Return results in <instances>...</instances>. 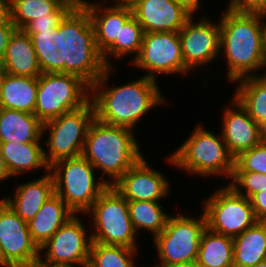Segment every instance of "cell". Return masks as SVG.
<instances>
[{
  "instance_id": "6da1fadb",
  "label": "cell",
  "mask_w": 266,
  "mask_h": 267,
  "mask_svg": "<svg viewBox=\"0 0 266 267\" xmlns=\"http://www.w3.org/2000/svg\"><path fill=\"white\" fill-rule=\"evenodd\" d=\"M114 67H107L90 87L95 118L103 123L134 129L141 117L165 101L156 80L142 76L120 86H107Z\"/></svg>"
},
{
  "instance_id": "7a4b0ae2",
  "label": "cell",
  "mask_w": 266,
  "mask_h": 267,
  "mask_svg": "<svg viewBox=\"0 0 266 267\" xmlns=\"http://www.w3.org/2000/svg\"><path fill=\"white\" fill-rule=\"evenodd\" d=\"M265 17L260 13H238L229 9L223 12L219 22L220 51H224L226 76L231 82L256 75L253 73L263 69Z\"/></svg>"
},
{
  "instance_id": "3957f363",
  "label": "cell",
  "mask_w": 266,
  "mask_h": 267,
  "mask_svg": "<svg viewBox=\"0 0 266 267\" xmlns=\"http://www.w3.org/2000/svg\"><path fill=\"white\" fill-rule=\"evenodd\" d=\"M134 134L133 129L109 125L97 118L89 127L82 156L108 176L109 186L143 157Z\"/></svg>"
},
{
  "instance_id": "277c9868",
  "label": "cell",
  "mask_w": 266,
  "mask_h": 267,
  "mask_svg": "<svg viewBox=\"0 0 266 267\" xmlns=\"http://www.w3.org/2000/svg\"><path fill=\"white\" fill-rule=\"evenodd\" d=\"M59 34L62 73L75 75L91 87L107 67L97 50L87 9L70 10L59 23Z\"/></svg>"
},
{
  "instance_id": "5b68a950",
  "label": "cell",
  "mask_w": 266,
  "mask_h": 267,
  "mask_svg": "<svg viewBox=\"0 0 266 267\" xmlns=\"http://www.w3.org/2000/svg\"><path fill=\"white\" fill-rule=\"evenodd\" d=\"M194 132L167 159L173 166L189 174L232 177L235 158L228 151L220 132L214 135L198 125Z\"/></svg>"
},
{
  "instance_id": "8992f818",
  "label": "cell",
  "mask_w": 266,
  "mask_h": 267,
  "mask_svg": "<svg viewBox=\"0 0 266 267\" xmlns=\"http://www.w3.org/2000/svg\"><path fill=\"white\" fill-rule=\"evenodd\" d=\"M95 170L83 156L62 159L50 166L55 193L74 214H86L109 186L103 175L96 181Z\"/></svg>"
},
{
  "instance_id": "52a82bcc",
  "label": "cell",
  "mask_w": 266,
  "mask_h": 267,
  "mask_svg": "<svg viewBox=\"0 0 266 267\" xmlns=\"http://www.w3.org/2000/svg\"><path fill=\"white\" fill-rule=\"evenodd\" d=\"M87 213L94 220L92 242L137 249V233L129 216L128 201L113 185L101 193Z\"/></svg>"
},
{
  "instance_id": "ba28073f",
  "label": "cell",
  "mask_w": 266,
  "mask_h": 267,
  "mask_svg": "<svg viewBox=\"0 0 266 267\" xmlns=\"http://www.w3.org/2000/svg\"><path fill=\"white\" fill-rule=\"evenodd\" d=\"M90 100V87L79 77L66 73H42L34 115L44 124L81 108Z\"/></svg>"
},
{
  "instance_id": "9c48e42d",
  "label": "cell",
  "mask_w": 266,
  "mask_h": 267,
  "mask_svg": "<svg viewBox=\"0 0 266 267\" xmlns=\"http://www.w3.org/2000/svg\"><path fill=\"white\" fill-rule=\"evenodd\" d=\"M95 119L93 102L89 100L84 106L49 120L43 124V134L49 130L44 150L49 166L56 161L82 156L89 127Z\"/></svg>"
},
{
  "instance_id": "30bf717a",
  "label": "cell",
  "mask_w": 266,
  "mask_h": 267,
  "mask_svg": "<svg viewBox=\"0 0 266 267\" xmlns=\"http://www.w3.org/2000/svg\"><path fill=\"white\" fill-rule=\"evenodd\" d=\"M206 227L204 213L200 219L182 213L170 215L164 230L154 238L160 260L155 267L197 260L200 238Z\"/></svg>"
},
{
  "instance_id": "8fae6325",
  "label": "cell",
  "mask_w": 266,
  "mask_h": 267,
  "mask_svg": "<svg viewBox=\"0 0 266 267\" xmlns=\"http://www.w3.org/2000/svg\"><path fill=\"white\" fill-rule=\"evenodd\" d=\"M205 200L206 226L214 232L235 238L257 222L250 199L239 195L229 185Z\"/></svg>"
},
{
  "instance_id": "7c38bea8",
  "label": "cell",
  "mask_w": 266,
  "mask_h": 267,
  "mask_svg": "<svg viewBox=\"0 0 266 267\" xmlns=\"http://www.w3.org/2000/svg\"><path fill=\"white\" fill-rule=\"evenodd\" d=\"M133 66L147 70L144 76L156 80L158 74L188 73L181 52L178 32L144 33L138 56ZM158 73V74H157Z\"/></svg>"
},
{
  "instance_id": "4fadbf2b",
  "label": "cell",
  "mask_w": 266,
  "mask_h": 267,
  "mask_svg": "<svg viewBox=\"0 0 266 267\" xmlns=\"http://www.w3.org/2000/svg\"><path fill=\"white\" fill-rule=\"evenodd\" d=\"M39 254L27 222L0 199V267H22Z\"/></svg>"
},
{
  "instance_id": "5bb4252c",
  "label": "cell",
  "mask_w": 266,
  "mask_h": 267,
  "mask_svg": "<svg viewBox=\"0 0 266 267\" xmlns=\"http://www.w3.org/2000/svg\"><path fill=\"white\" fill-rule=\"evenodd\" d=\"M112 1V0H111ZM115 1L112 6H103L105 2H85L94 29L95 44L101 53L106 67H113L109 59L119 58V32L124 23L133 15L127 1ZM104 3V4H103ZM111 55V57H110Z\"/></svg>"
},
{
  "instance_id": "9a60e30c",
  "label": "cell",
  "mask_w": 266,
  "mask_h": 267,
  "mask_svg": "<svg viewBox=\"0 0 266 267\" xmlns=\"http://www.w3.org/2000/svg\"><path fill=\"white\" fill-rule=\"evenodd\" d=\"M209 20L203 17L195 23L191 16L178 32L182 57L189 71L208 65L207 63H212L217 56H220L219 23Z\"/></svg>"
},
{
  "instance_id": "2e32d148",
  "label": "cell",
  "mask_w": 266,
  "mask_h": 267,
  "mask_svg": "<svg viewBox=\"0 0 266 267\" xmlns=\"http://www.w3.org/2000/svg\"><path fill=\"white\" fill-rule=\"evenodd\" d=\"M81 221L74 214L40 247V253L47 250L44 251L46 260L72 267L89 260L92 239L90 234L87 236V230Z\"/></svg>"
},
{
  "instance_id": "e0dca14e",
  "label": "cell",
  "mask_w": 266,
  "mask_h": 267,
  "mask_svg": "<svg viewBox=\"0 0 266 267\" xmlns=\"http://www.w3.org/2000/svg\"><path fill=\"white\" fill-rule=\"evenodd\" d=\"M144 33L179 32L195 11L181 0H128Z\"/></svg>"
},
{
  "instance_id": "ac0fdd59",
  "label": "cell",
  "mask_w": 266,
  "mask_h": 267,
  "mask_svg": "<svg viewBox=\"0 0 266 267\" xmlns=\"http://www.w3.org/2000/svg\"><path fill=\"white\" fill-rule=\"evenodd\" d=\"M163 174L151 168L142 157L113 186L127 201H159L170 191Z\"/></svg>"
},
{
  "instance_id": "d6986e66",
  "label": "cell",
  "mask_w": 266,
  "mask_h": 267,
  "mask_svg": "<svg viewBox=\"0 0 266 267\" xmlns=\"http://www.w3.org/2000/svg\"><path fill=\"white\" fill-rule=\"evenodd\" d=\"M231 102V105L229 103L224 109L221 134L228 151L236 158L242 152L257 146L262 140L259 125L234 97Z\"/></svg>"
},
{
  "instance_id": "ffe728a7",
  "label": "cell",
  "mask_w": 266,
  "mask_h": 267,
  "mask_svg": "<svg viewBox=\"0 0 266 267\" xmlns=\"http://www.w3.org/2000/svg\"><path fill=\"white\" fill-rule=\"evenodd\" d=\"M55 193L54 179L49 171L44 176L16 188L15 196L3 200L25 222H29L40 210L44 202Z\"/></svg>"
},
{
  "instance_id": "44dd1931",
  "label": "cell",
  "mask_w": 266,
  "mask_h": 267,
  "mask_svg": "<svg viewBox=\"0 0 266 267\" xmlns=\"http://www.w3.org/2000/svg\"><path fill=\"white\" fill-rule=\"evenodd\" d=\"M2 64L12 75L38 78L42 74L31 38L21 29L11 35Z\"/></svg>"
},
{
  "instance_id": "7402d4cb",
  "label": "cell",
  "mask_w": 266,
  "mask_h": 267,
  "mask_svg": "<svg viewBox=\"0 0 266 267\" xmlns=\"http://www.w3.org/2000/svg\"><path fill=\"white\" fill-rule=\"evenodd\" d=\"M43 123L26 112L0 108V143H40Z\"/></svg>"
},
{
  "instance_id": "603a6c76",
  "label": "cell",
  "mask_w": 266,
  "mask_h": 267,
  "mask_svg": "<svg viewBox=\"0 0 266 267\" xmlns=\"http://www.w3.org/2000/svg\"><path fill=\"white\" fill-rule=\"evenodd\" d=\"M73 215L66 203L54 193L27 222L32 240L40 248Z\"/></svg>"
},
{
  "instance_id": "cb8c5ba5",
  "label": "cell",
  "mask_w": 266,
  "mask_h": 267,
  "mask_svg": "<svg viewBox=\"0 0 266 267\" xmlns=\"http://www.w3.org/2000/svg\"><path fill=\"white\" fill-rule=\"evenodd\" d=\"M38 78L6 73L0 90V108L34 114Z\"/></svg>"
},
{
  "instance_id": "d4e9b609",
  "label": "cell",
  "mask_w": 266,
  "mask_h": 267,
  "mask_svg": "<svg viewBox=\"0 0 266 267\" xmlns=\"http://www.w3.org/2000/svg\"><path fill=\"white\" fill-rule=\"evenodd\" d=\"M2 156L10 176L24 174L30 170L44 169L50 171L40 143H0Z\"/></svg>"
},
{
  "instance_id": "484cf974",
  "label": "cell",
  "mask_w": 266,
  "mask_h": 267,
  "mask_svg": "<svg viewBox=\"0 0 266 267\" xmlns=\"http://www.w3.org/2000/svg\"><path fill=\"white\" fill-rule=\"evenodd\" d=\"M264 260H266V222L257 221L233 238V265L254 267Z\"/></svg>"
},
{
  "instance_id": "4316f807",
  "label": "cell",
  "mask_w": 266,
  "mask_h": 267,
  "mask_svg": "<svg viewBox=\"0 0 266 267\" xmlns=\"http://www.w3.org/2000/svg\"><path fill=\"white\" fill-rule=\"evenodd\" d=\"M197 263L200 267H234L233 238L206 227L200 238Z\"/></svg>"
},
{
  "instance_id": "83f0119b",
  "label": "cell",
  "mask_w": 266,
  "mask_h": 267,
  "mask_svg": "<svg viewBox=\"0 0 266 267\" xmlns=\"http://www.w3.org/2000/svg\"><path fill=\"white\" fill-rule=\"evenodd\" d=\"M235 83L238 86L233 97L259 125L266 120V80L257 74L239 79Z\"/></svg>"
},
{
  "instance_id": "f1b7e54d",
  "label": "cell",
  "mask_w": 266,
  "mask_h": 267,
  "mask_svg": "<svg viewBox=\"0 0 266 267\" xmlns=\"http://www.w3.org/2000/svg\"><path fill=\"white\" fill-rule=\"evenodd\" d=\"M36 52L42 73H62L61 34L58 27L40 33H27Z\"/></svg>"
},
{
  "instance_id": "f546056e",
  "label": "cell",
  "mask_w": 266,
  "mask_h": 267,
  "mask_svg": "<svg viewBox=\"0 0 266 267\" xmlns=\"http://www.w3.org/2000/svg\"><path fill=\"white\" fill-rule=\"evenodd\" d=\"M128 209L135 232L146 229L153 238L164 230L169 218L159 201H128Z\"/></svg>"
},
{
  "instance_id": "4dcf8cb0",
  "label": "cell",
  "mask_w": 266,
  "mask_h": 267,
  "mask_svg": "<svg viewBox=\"0 0 266 267\" xmlns=\"http://www.w3.org/2000/svg\"><path fill=\"white\" fill-rule=\"evenodd\" d=\"M137 251L125 246L92 242L89 261L96 267H135L133 257Z\"/></svg>"
},
{
  "instance_id": "1f68e13d",
  "label": "cell",
  "mask_w": 266,
  "mask_h": 267,
  "mask_svg": "<svg viewBox=\"0 0 266 267\" xmlns=\"http://www.w3.org/2000/svg\"><path fill=\"white\" fill-rule=\"evenodd\" d=\"M11 21L23 30L32 20L55 13L61 5L54 0H10Z\"/></svg>"
},
{
  "instance_id": "d6a6232c",
  "label": "cell",
  "mask_w": 266,
  "mask_h": 267,
  "mask_svg": "<svg viewBox=\"0 0 266 267\" xmlns=\"http://www.w3.org/2000/svg\"><path fill=\"white\" fill-rule=\"evenodd\" d=\"M144 31L132 15L120 28L119 32V58L132 55L133 60L138 56L142 46ZM122 56V57H121Z\"/></svg>"
},
{
  "instance_id": "836d02e7",
  "label": "cell",
  "mask_w": 266,
  "mask_h": 267,
  "mask_svg": "<svg viewBox=\"0 0 266 267\" xmlns=\"http://www.w3.org/2000/svg\"><path fill=\"white\" fill-rule=\"evenodd\" d=\"M233 172H256L266 174V142L242 152L235 158Z\"/></svg>"
},
{
  "instance_id": "e575fe53",
  "label": "cell",
  "mask_w": 266,
  "mask_h": 267,
  "mask_svg": "<svg viewBox=\"0 0 266 267\" xmlns=\"http://www.w3.org/2000/svg\"><path fill=\"white\" fill-rule=\"evenodd\" d=\"M231 180L232 183H229V186L248 199L257 192L266 191V174L263 173L233 172Z\"/></svg>"
},
{
  "instance_id": "d590c367",
  "label": "cell",
  "mask_w": 266,
  "mask_h": 267,
  "mask_svg": "<svg viewBox=\"0 0 266 267\" xmlns=\"http://www.w3.org/2000/svg\"><path fill=\"white\" fill-rule=\"evenodd\" d=\"M69 11V8L61 6L55 13H49L47 17H38L32 20L23 30L26 33H40V31L51 30L53 27H58Z\"/></svg>"
},
{
  "instance_id": "8d00e7d4",
  "label": "cell",
  "mask_w": 266,
  "mask_h": 267,
  "mask_svg": "<svg viewBox=\"0 0 266 267\" xmlns=\"http://www.w3.org/2000/svg\"><path fill=\"white\" fill-rule=\"evenodd\" d=\"M227 9L238 13L266 15V0H231Z\"/></svg>"
},
{
  "instance_id": "74e56055",
  "label": "cell",
  "mask_w": 266,
  "mask_h": 267,
  "mask_svg": "<svg viewBox=\"0 0 266 267\" xmlns=\"http://www.w3.org/2000/svg\"><path fill=\"white\" fill-rule=\"evenodd\" d=\"M250 202L257 221L266 222V191L255 193Z\"/></svg>"
},
{
  "instance_id": "f35d334b",
  "label": "cell",
  "mask_w": 266,
  "mask_h": 267,
  "mask_svg": "<svg viewBox=\"0 0 266 267\" xmlns=\"http://www.w3.org/2000/svg\"><path fill=\"white\" fill-rule=\"evenodd\" d=\"M16 30L15 25L10 21L5 26H0V63H2L11 35Z\"/></svg>"
},
{
  "instance_id": "ab89813d",
  "label": "cell",
  "mask_w": 266,
  "mask_h": 267,
  "mask_svg": "<svg viewBox=\"0 0 266 267\" xmlns=\"http://www.w3.org/2000/svg\"><path fill=\"white\" fill-rule=\"evenodd\" d=\"M41 258H42V255L40 253L36 258H34L29 263L23 265L22 267H72L67 264L53 263V262L46 260L45 258L44 260Z\"/></svg>"
},
{
  "instance_id": "60d3db41",
  "label": "cell",
  "mask_w": 266,
  "mask_h": 267,
  "mask_svg": "<svg viewBox=\"0 0 266 267\" xmlns=\"http://www.w3.org/2000/svg\"><path fill=\"white\" fill-rule=\"evenodd\" d=\"M11 21L10 0H0V26H5Z\"/></svg>"
},
{
  "instance_id": "b9f144b4",
  "label": "cell",
  "mask_w": 266,
  "mask_h": 267,
  "mask_svg": "<svg viewBox=\"0 0 266 267\" xmlns=\"http://www.w3.org/2000/svg\"><path fill=\"white\" fill-rule=\"evenodd\" d=\"M61 6L67 7L70 10H77L85 6L86 0H54Z\"/></svg>"
},
{
  "instance_id": "7bdbcfd3",
  "label": "cell",
  "mask_w": 266,
  "mask_h": 267,
  "mask_svg": "<svg viewBox=\"0 0 266 267\" xmlns=\"http://www.w3.org/2000/svg\"><path fill=\"white\" fill-rule=\"evenodd\" d=\"M10 177L11 176L7 170L6 165H5V162H4V159L2 156V152H1V148H0V182L3 180L5 181V179H8Z\"/></svg>"
},
{
  "instance_id": "ee69618b",
  "label": "cell",
  "mask_w": 266,
  "mask_h": 267,
  "mask_svg": "<svg viewBox=\"0 0 266 267\" xmlns=\"http://www.w3.org/2000/svg\"><path fill=\"white\" fill-rule=\"evenodd\" d=\"M166 267H200L197 260H192L188 262L175 263Z\"/></svg>"
},
{
  "instance_id": "f6af8a7d",
  "label": "cell",
  "mask_w": 266,
  "mask_h": 267,
  "mask_svg": "<svg viewBox=\"0 0 266 267\" xmlns=\"http://www.w3.org/2000/svg\"><path fill=\"white\" fill-rule=\"evenodd\" d=\"M259 130H260L261 140L266 142V120L262 121L259 124Z\"/></svg>"
},
{
  "instance_id": "bcb514c9",
  "label": "cell",
  "mask_w": 266,
  "mask_h": 267,
  "mask_svg": "<svg viewBox=\"0 0 266 267\" xmlns=\"http://www.w3.org/2000/svg\"><path fill=\"white\" fill-rule=\"evenodd\" d=\"M189 5L195 12L199 9L200 0H181Z\"/></svg>"
},
{
  "instance_id": "7dc6e473",
  "label": "cell",
  "mask_w": 266,
  "mask_h": 267,
  "mask_svg": "<svg viewBox=\"0 0 266 267\" xmlns=\"http://www.w3.org/2000/svg\"><path fill=\"white\" fill-rule=\"evenodd\" d=\"M5 75H6V70L3 66V64L0 63V90H1L2 82H3Z\"/></svg>"
},
{
  "instance_id": "c3c4849f",
  "label": "cell",
  "mask_w": 266,
  "mask_h": 267,
  "mask_svg": "<svg viewBox=\"0 0 266 267\" xmlns=\"http://www.w3.org/2000/svg\"><path fill=\"white\" fill-rule=\"evenodd\" d=\"M80 267H96L94 264H92L89 260L82 263Z\"/></svg>"
},
{
  "instance_id": "681fc988",
  "label": "cell",
  "mask_w": 266,
  "mask_h": 267,
  "mask_svg": "<svg viewBox=\"0 0 266 267\" xmlns=\"http://www.w3.org/2000/svg\"><path fill=\"white\" fill-rule=\"evenodd\" d=\"M254 267H266V260L257 263Z\"/></svg>"
},
{
  "instance_id": "f907efd6",
  "label": "cell",
  "mask_w": 266,
  "mask_h": 267,
  "mask_svg": "<svg viewBox=\"0 0 266 267\" xmlns=\"http://www.w3.org/2000/svg\"><path fill=\"white\" fill-rule=\"evenodd\" d=\"M263 67H266V58H265V61H264ZM263 69H266V68H263ZM260 76H261L263 79H265V80H266V71H265V73L263 72V75H262V73H261V74H260Z\"/></svg>"
},
{
  "instance_id": "816d5d0a",
  "label": "cell",
  "mask_w": 266,
  "mask_h": 267,
  "mask_svg": "<svg viewBox=\"0 0 266 267\" xmlns=\"http://www.w3.org/2000/svg\"><path fill=\"white\" fill-rule=\"evenodd\" d=\"M265 57H266V24H265Z\"/></svg>"
}]
</instances>
